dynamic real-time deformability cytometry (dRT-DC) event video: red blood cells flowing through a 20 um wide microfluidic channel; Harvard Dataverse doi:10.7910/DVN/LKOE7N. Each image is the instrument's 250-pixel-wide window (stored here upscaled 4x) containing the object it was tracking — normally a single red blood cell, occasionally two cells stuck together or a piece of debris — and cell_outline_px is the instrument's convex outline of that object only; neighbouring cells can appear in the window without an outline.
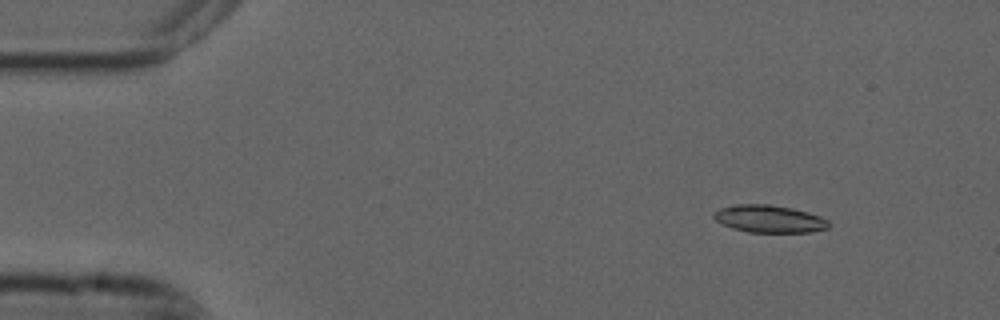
{"species": "common noctule bat (a hibernating species)", "species_latin": "Nyctalus noctula", "temperature_condition": "cold", "stored_images_in_passage": 5, "camera_frame_rate_fps": 3000, "um_per_image_px": 0.085, "animal": {"sex": "male", "forearm_length_mm": 52.5}, "frame": {"image": 1, "passage_image": 2, "time_ms": 0.333, "image_size_px": [1000, 320], "cell_outline_px": [[828, 228], [812, 232], [748, 232], [732, 228], [716, 220], [712, 216], [712, 212], [720, 208], [736, 204], [768, 204], [792, 208], [808, 212], [820, 216], [828, 220]], "centroid_in_image_um": [65.37, 18.6], "position_along_channel_um": 19.6, "area_um2": 18.38}}
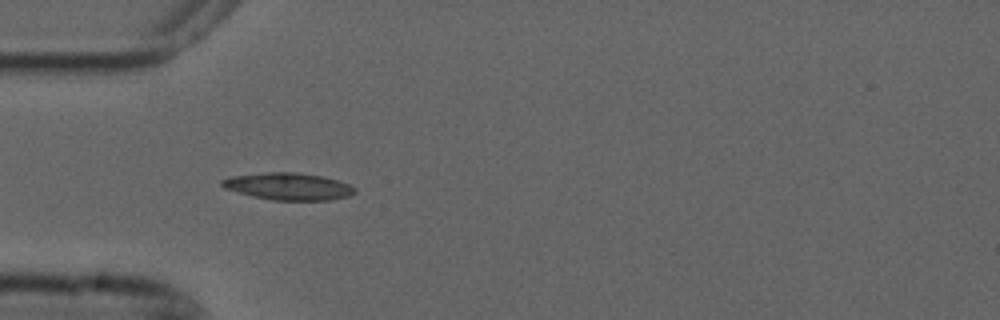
{"frame": {"image": 2, "passage_image": 4, "time_ms": 1.0, "image_size_px": [1000, 320], "cell_outline_px": [[356, 192], [348, 196], [328, 200], [272, 200], [252, 196], [224, 188], [220, 184], [220, 180], [232, 176], [264, 172], [296, 172], [324, 176], [348, 184], [356, 188]], "centroid_in_image_um": [24.49, 15.83], "position_along_channel_um": 60.5, "area_um2": 20.98}}
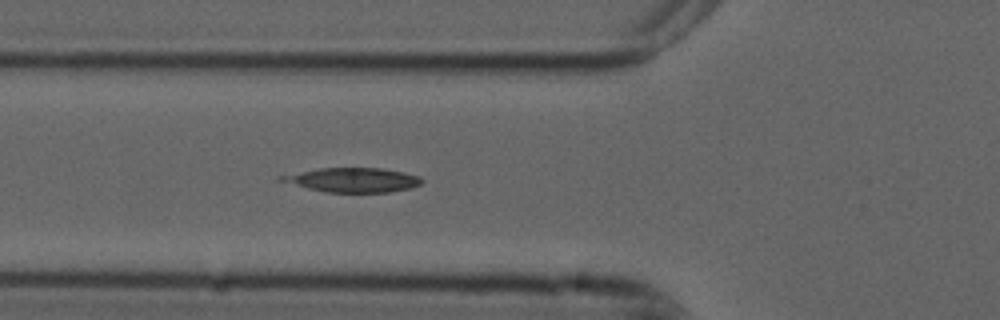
{"frame": {"image": 3, "passage_image": 5, "time_ms": 1.333, "image_size_px": [1000, 320], "cell_outline_px": [[424, 180], [420, 184], [412, 188], [388, 192], [324, 192], [276, 180], [276, 176], [320, 168], [380, 168], [404, 172], [420, 176]], "centroid_in_image_um": [29.98, 15.29], "position_along_channel_um": 95.8, "area_um2": 20.0}}